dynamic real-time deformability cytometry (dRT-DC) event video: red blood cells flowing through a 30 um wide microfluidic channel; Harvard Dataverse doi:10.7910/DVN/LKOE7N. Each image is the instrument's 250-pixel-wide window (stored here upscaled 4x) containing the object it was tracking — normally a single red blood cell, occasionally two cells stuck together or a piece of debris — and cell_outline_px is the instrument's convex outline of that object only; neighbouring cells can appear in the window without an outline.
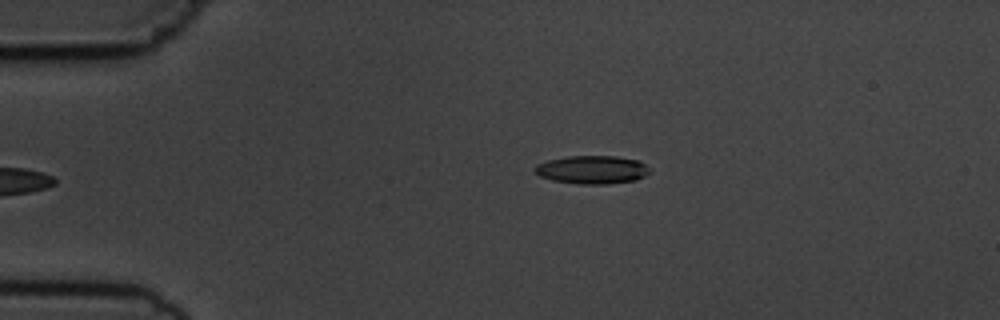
{"species": "common noctule bat (a hibernating species)", "species_latin": "Nyctalus noctula", "temperature_condition": "cold", "stored_images_in_passage": 6, "camera_frame_rate_fps": 3000, "um_per_image_px": 0.085, "animal": {"sex": "male", "body_mass_g": 19.5, "forearm_length_mm": 54.6}, "frame": {"image": 1, "passage_image": 6, "time_ms": 6.0, "image_size_px": [1000, 320], "cell_outline_px": [[648, 172], [644, 176], [636, 180], [608, 184], [580, 184], [552, 180], [540, 176], [536, 172], [536, 164], [548, 160], [568, 156], [616, 156], [640, 160], [648, 168]], "centroid_in_image_um": [50.34, 14.42], "position_along_channel_um": 34.7, "area_um2": 18.79}}